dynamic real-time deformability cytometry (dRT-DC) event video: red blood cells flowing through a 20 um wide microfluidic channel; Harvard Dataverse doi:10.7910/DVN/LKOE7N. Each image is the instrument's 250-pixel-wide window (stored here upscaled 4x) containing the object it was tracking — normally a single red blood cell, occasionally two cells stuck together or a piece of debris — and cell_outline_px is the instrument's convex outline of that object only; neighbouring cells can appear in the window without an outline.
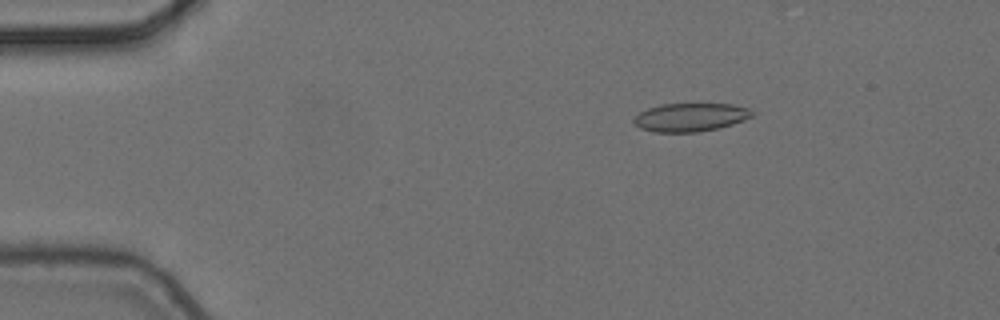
{"species": "common noctule bat (a hibernating species)", "species_latin": "Nyctalus noctula", "temperature_condition": "cold", "stored_images_in_passage": 5, "camera_frame_rate_fps": 3000, "um_per_image_px": 0.085, "animal": {"sex": "female", "body_mass_g": 24.6, "forearm_length_mm": 56.2}, "frame": {"image": 1, "passage_image": 3, "time_ms": 0.667, "image_size_px": [1000, 320], "cell_outline_px": [[756, 112], [752, 116], [744, 120], [732, 124], [716, 128], [696, 132], [652, 132], [640, 128], [632, 120], [640, 112], [648, 108], [660, 104], [732, 104], [748, 108]], "centroid_in_image_um": [58.69, 9.96], "position_along_channel_um": 26.3, "area_um2": 19.48}}